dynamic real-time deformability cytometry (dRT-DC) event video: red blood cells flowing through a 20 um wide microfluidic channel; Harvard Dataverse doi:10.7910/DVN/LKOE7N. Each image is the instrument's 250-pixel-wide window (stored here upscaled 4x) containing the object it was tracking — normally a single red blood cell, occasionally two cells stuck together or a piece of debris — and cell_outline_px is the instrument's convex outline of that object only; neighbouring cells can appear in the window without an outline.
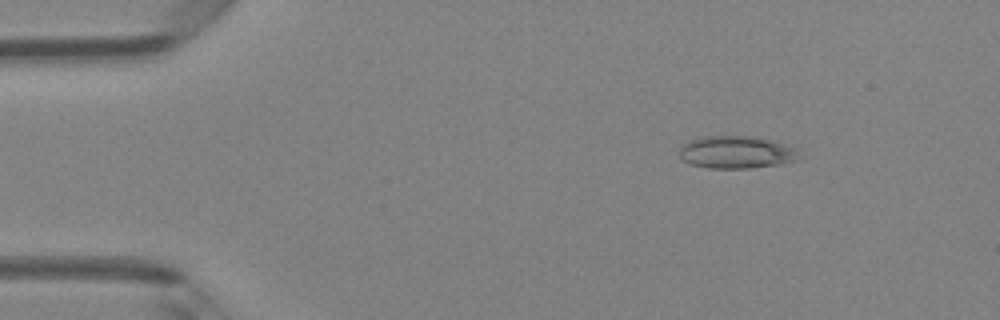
{"species": "Egyptian fruit bat (a non-hibernating species)", "species_latin": "Rousettus aegyptiacus", "temperature_condition": "room temperature", "stored_images_in_passage": 5, "camera_frame_rate_fps": 3000, "um_per_image_px": 0.085, "animal": {"sex": "female"}, "frame": {"image": 1, "passage_image": 3, "time_ms": 0.667, "image_size_px": [1000, 320], "cell_outline_px": [[796, 160], [780, 164], [748, 168], [708, 168], [692, 164], [684, 160], [680, 156], [680, 148], [684, 144], [692, 140], [704, 136], [752, 136], [768, 140], [796, 148]], "centroid_in_image_um": [62.55, 12.94], "position_along_channel_um": 22.4, "area_um2": 22.14}}